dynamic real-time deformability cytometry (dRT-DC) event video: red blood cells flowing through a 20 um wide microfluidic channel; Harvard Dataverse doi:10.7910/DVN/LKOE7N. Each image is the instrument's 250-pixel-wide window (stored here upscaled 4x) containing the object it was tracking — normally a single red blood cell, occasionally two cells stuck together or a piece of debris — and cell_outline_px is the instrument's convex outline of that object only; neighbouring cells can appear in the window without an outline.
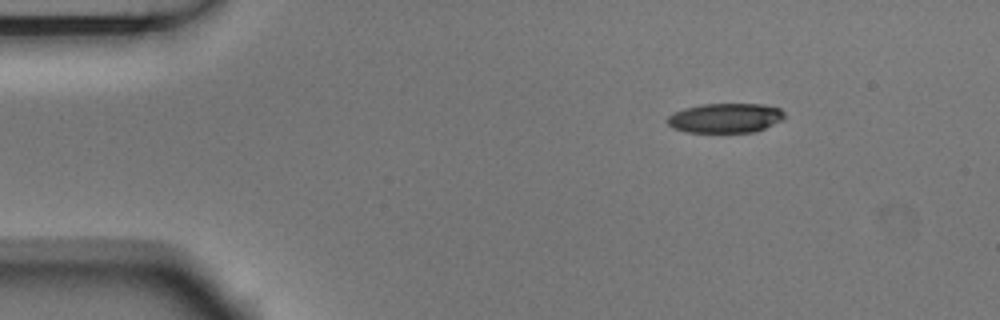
{"species": "Egyptian fruit bat (a non-hibernating species)", "species_latin": "Rousettus aegyptiacus", "temperature_condition": "room temperature", "stored_images_in_passage": 4, "camera_frame_rate_fps": 3000, "um_per_image_px": 0.085, "animal": {"sex": "male"}, "frame": {"image": 1, "passage_image": 1, "time_ms": 0.0, "image_size_px": [1000, 320], "cell_outline_px": [[784, 120], [756, 132], [688, 132], [672, 128], [664, 120], [672, 112], [684, 108], [700, 104], [764, 104], [780, 108], [784, 112]], "centroid_in_image_um": [61.64, 10.03], "position_along_channel_um": 23.4, "area_um2": 20.52}}
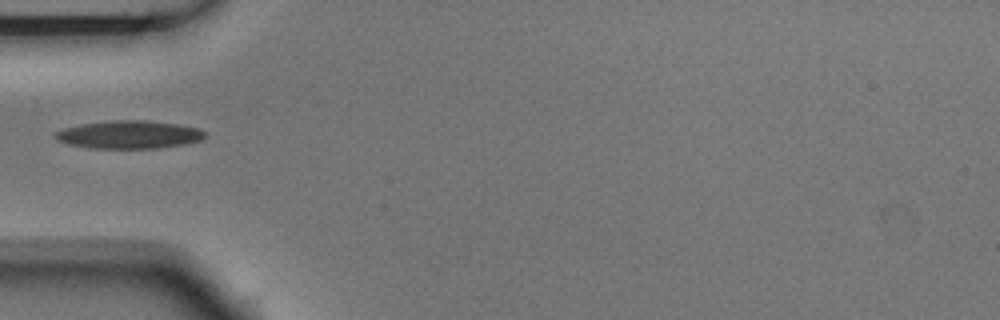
{"frame": {"image": 2, "passage_image": 4, "time_ms": 1.0, "image_size_px": [1000, 320], "cell_outline_px": [[204, 136], [200, 140], [184, 144], [160, 148], [88, 148], [68, 144], [56, 140], [56, 132], [64, 128], [80, 124], [112, 120], [148, 120], [180, 124], [200, 128], [204, 132]], "centroid_in_image_um": [10.98, 11.43], "position_along_channel_um": 74.0, "area_um2": 24.45}}